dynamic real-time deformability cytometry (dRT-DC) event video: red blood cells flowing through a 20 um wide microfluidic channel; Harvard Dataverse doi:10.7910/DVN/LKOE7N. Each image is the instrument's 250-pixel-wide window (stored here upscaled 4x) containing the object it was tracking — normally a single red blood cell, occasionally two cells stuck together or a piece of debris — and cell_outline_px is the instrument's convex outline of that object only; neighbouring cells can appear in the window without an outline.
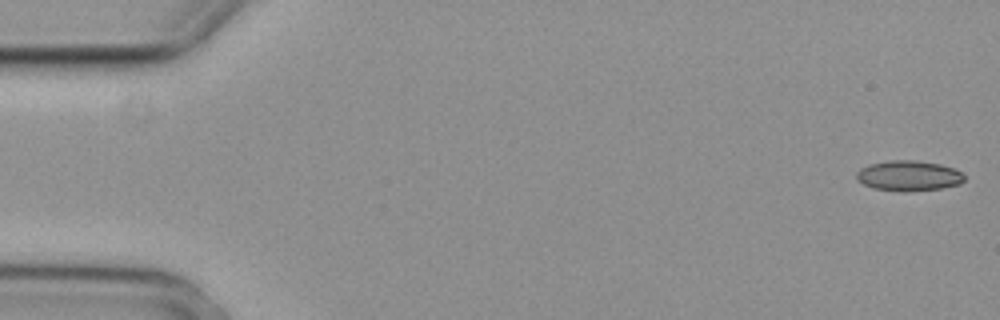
{"species": "common noctule bat (a hibernating species)", "species_latin": "Nyctalus noctula", "temperature_condition": "cold", "stored_images_in_passage": 5, "camera_frame_rate_fps": 3000, "um_per_image_px": 0.085, "animal": {"sex": "female", "body_mass_g": 29.2, "forearm_length_mm": 56.3}, "frame": {"image": 1, "passage_image": 1, "time_ms": 0.0, "image_size_px": [1000, 320], "cell_outline_px": [[964, 180], [960, 184], [940, 188], [904, 192], [872, 188], [856, 180], [856, 172], [860, 168], [868, 164], [888, 160], [916, 160], [940, 164], [952, 168], [960, 172], [964, 176]], "centroid_in_image_um": [77.19, 14.93], "position_along_channel_um": 7.8, "area_um2": 19.13}}